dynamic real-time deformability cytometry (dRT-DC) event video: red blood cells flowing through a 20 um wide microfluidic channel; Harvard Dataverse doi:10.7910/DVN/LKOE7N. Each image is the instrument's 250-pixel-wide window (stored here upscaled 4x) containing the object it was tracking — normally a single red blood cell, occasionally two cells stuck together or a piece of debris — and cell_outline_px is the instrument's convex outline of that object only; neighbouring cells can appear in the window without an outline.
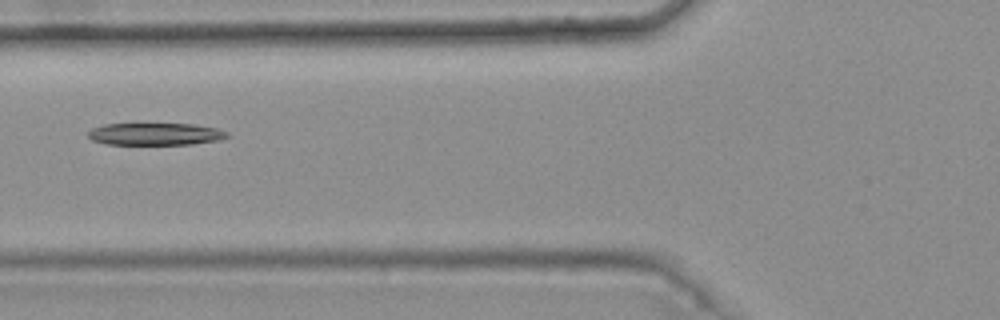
{"species": "common noctule bat (a hibernating species)", "species_latin": "Nyctalus noctula", "temperature_condition": "warm", "stored_images_in_passage": 6, "camera_frame_rate_fps": 3000, "um_per_image_px": 0.085, "animal": {"sex": "female", "body_mass_g": 25.1}, "frame": {"image": 1, "passage_image": 6, "time_ms": 1.667, "image_size_px": [1000, 320], "cell_outline_px": [[232, 136], [220, 140], [192, 144], [104, 144], [92, 140], [88, 136], [88, 132], [92, 128], [104, 124], [196, 124], [216, 128], [228, 132]], "centroid_in_image_um": [13.24, 11.39], "position_along_channel_um": 112.6, "area_um2": 18.09}}